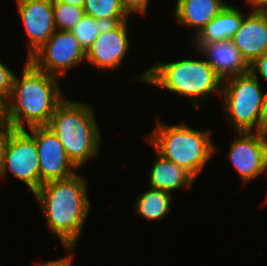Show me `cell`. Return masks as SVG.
<instances>
[{"label": "cell", "instance_id": "1", "mask_svg": "<svg viewBox=\"0 0 267 266\" xmlns=\"http://www.w3.org/2000/svg\"><path fill=\"white\" fill-rule=\"evenodd\" d=\"M85 177L79 174L42 184L34 193L50 232L75 247L91 209Z\"/></svg>", "mask_w": 267, "mask_h": 266}, {"label": "cell", "instance_id": "2", "mask_svg": "<svg viewBox=\"0 0 267 266\" xmlns=\"http://www.w3.org/2000/svg\"><path fill=\"white\" fill-rule=\"evenodd\" d=\"M58 80L26 60L21 78L16 75L13 78L6 102L7 123L13 129L47 126L54 110L66 99Z\"/></svg>", "mask_w": 267, "mask_h": 266}, {"label": "cell", "instance_id": "3", "mask_svg": "<svg viewBox=\"0 0 267 266\" xmlns=\"http://www.w3.org/2000/svg\"><path fill=\"white\" fill-rule=\"evenodd\" d=\"M92 108L81 101L65 99L54 110L47 125L78 169L100 154L102 134Z\"/></svg>", "mask_w": 267, "mask_h": 266}, {"label": "cell", "instance_id": "4", "mask_svg": "<svg viewBox=\"0 0 267 266\" xmlns=\"http://www.w3.org/2000/svg\"><path fill=\"white\" fill-rule=\"evenodd\" d=\"M155 63L140 76L137 75L136 79L187 97L195 109L202 108L200 99L216 92L221 96L223 81L206 60L183 59Z\"/></svg>", "mask_w": 267, "mask_h": 266}, {"label": "cell", "instance_id": "5", "mask_svg": "<svg viewBox=\"0 0 267 266\" xmlns=\"http://www.w3.org/2000/svg\"><path fill=\"white\" fill-rule=\"evenodd\" d=\"M211 132L191 128L184 122L167 125L158 119L151 135L145 138L155 152L196 178L219 150L211 140Z\"/></svg>", "mask_w": 267, "mask_h": 266}, {"label": "cell", "instance_id": "6", "mask_svg": "<svg viewBox=\"0 0 267 266\" xmlns=\"http://www.w3.org/2000/svg\"><path fill=\"white\" fill-rule=\"evenodd\" d=\"M222 109L235 132L260 131L265 94L251 72L223 81Z\"/></svg>", "mask_w": 267, "mask_h": 266}, {"label": "cell", "instance_id": "7", "mask_svg": "<svg viewBox=\"0 0 267 266\" xmlns=\"http://www.w3.org/2000/svg\"><path fill=\"white\" fill-rule=\"evenodd\" d=\"M27 60L36 69L60 78L86 62V52L71 31L56 30Z\"/></svg>", "mask_w": 267, "mask_h": 266}, {"label": "cell", "instance_id": "8", "mask_svg": "<svg viewBox=\"0 0 267 266\" xmlns=\"http://www.w3.org/2000/svg\"><path fill=\"white\" fill-rule=\"evenodd\" d=\"M7 170L34 194L40 187L39 155L34 138L26 129H14L9 137L0 178Z\"/></svg>", "mask_w": 267, "mask_h": 266}, {"label": "cell", "instance_id": "9", "mask_svg": "<svg viewBox=\"0 0 267 266\" xmlns=\"http://www.w3.org/2000/svg\"><path fill=\"white\" fill-rule=\"evenodd\" d=\"M27 131L35 140L39 155L40 186L76 174L77 167L68 158L58 137L47 126H35Z\"/></svg>", "mask_w": 267, "mask_h": 266}, {"label": "cell", "instance_id": "10", "mask_svg": "<svg viewBox=\"0 0 267 266\" xmlns=\"http://www.w3.org/2000/svg\"><path fill=\"white\" fill-rule=\"evenodd\" d=\"M236 138L230 144L231 163L240 175L243 183H248L265 173L267 164V135L260 131L236 132Z\"/></svg>", "mask_w": 267, "mask_h": 266}, {"label": "cell", "instance_id": "11", "mask_svg": "<svg viewBox=\"0 0 267 266\" xmlns=\"http://www.w3.org/2000/svg\"><path fill=\"white\" fill-rule=\"evenodd\" d=\"M127 21L110 24L86 51V62L100 70L119 69L129 51Z\"/></svg>", "mask_w": 267, "mask_h": 266}, {"label": "cell", "instance_id": "12", "mask_svg": "<svg viewBox=\"0 0 267 266\" xmlns=\"http://www.w3.org/2000/svg\"><path fill=\"white\" fill-rule=\"evenodd\" d=\"M28 36L27 59L56 31L53 0H16Z\"/></svg>", "mask_w": 267, "mask_h": 266}, {"label": "cell", "instance_id": "13", "mask_svg": "<svg viewBox=\"0 0 267 266\" xmlns=\"http://www.w3.org/2000/svg\"><path fill=\"white\" fill-rule=\"evenodd\" d=\"M194 48L207 58L206 62L222 81L250 72V64L231 40L194 43Z\"/></svg>", "mask_w": 267, "mask_h": 266}, {"label": "cell", "instance_id": "14", "mask_svg": "<svg viewBox=\"0 0 267 266\" xmlns=\"http://www.w3.org/2000/svg\"><path fill=\"white\" fill-rule=\"evenodd\" d=\"M246 14L231 41L251 64L256 58L267 54V21L258 10Z\"/></svg>", "mask_w": 267, "mask_h": 266}, {"label": "cell", "instance_id": "15", "mask_svg": "<svg viewBox=\"0 0 267 266\" xmlns=\"http://www.w3.org/2000/svg\"><path fill=\"white\" fill-rule=\"evenodd\" d=\"M227 5L224 0H177L174 16L179 25L195 29V37Z\"/></svg>", "mask_w": 267, "mask_h": 266}, {"label": "cell", "instance_id": "16", "mask_svg": "<svg viewBox=\"0 0 267 266\" xmlns=\"http://www.w3.org/2000/svg\"><path fill=\"white\" fill-rule=\"evenodd\" d=\"M149 188L173 194L174 190L192 187L195 178L182 167L177 166L156 152V160L151 166Z\"/></svg>", "mask_w": 267, "mask_h": 266}, {"label": "cell", "instance_id": "17", "mask_svg": "<svg viewBox=\"0 0 267 266\" xmlns=\"http://www.w3.org/2000/svg\"><path fill=\"white\" fill-rule=\"evenodd\" d=\"M244 14L229 4L215 16L195 37L194 43H211L222 40H231L239 29Z\"/></svg>", "mask_w": 267, "mask_h": 266}, {"label": "cell", "instance_id": "18", "mask_svg": "<svg viewBox=\"0 0 267 266\" xmlns=\"http://www.w3.org/2000/svg\"><path fill=\"white\" fill-rule=\"evenodd\" d=\"M173 194L165 191L149 188L148 191L139 195L136 199L134 208L136 213L148 221L162 220V217L171 211V200Z\"/></svg>", "mask_w": 267, "mask_h": 266}, {"label": "cell", "instance_id": "19", "mask_svg": "<svg viewBox=\"0 0 267 266\" xmlns=\"http://www.w3.org/2000/svg\"><path fill=\"white\" fill-rule=\"evenodd\" d=\"M85 15L96 20H105L109 24H117L128 20L120 0H85Z\"/></svg>", "mask_w": 267, "mask_h": 266}, {"label": "cell", "instance_id": "20", "mask_svg": "<svg viewBox=\"0 0 267 266\" xmlns=\"http://www.w3.org/2000/svg\"><path fill=\"white\" fill-rule=\"evenodd\" d=\"M110 24L85 15L71 30L85 52L92 46L98 35Z\"/></svg>", "mask_w": 267, "mask_h": 266}, {"label": "cell", "instance_id": "21", "mask_svg": "<svg viewBox=\"0 0 267 266\" xmlns=\"http://www.w3.org/2000/svg\"><path fill=\"white\" fill-rule=\"evenodd\" d=\"M53 14L56 30L71 31L85 16L83 7L64 3H53Z\"/></svg>", "mask_w": 267, "mask_h": 266}, {"label": "cell", "instance_id": "22", "mask_svg": "<svg viewBox=\"0 0 267 266\" xmlns=\"http://www.w3.org/2000/svg\"><path fill=\"white\" fill-rule=\"evenodd\" d=\"M14 73L0 60V98L6 103L10 97Z\"/></svg>", "mask_w": 267, "mask_h": 266}, {"label": "cell", "instance_id": "23", "mask_svg": "<svg viewBox=\"0 0 267 266\" xmlns=\"http://www.w3.org/2000/svg\"><path fill=\"white\" fill-rule=\"evenodd\" d=\"M120 3L128 15L146 14L149 0H120Z\"/></svg>", "mask_w": 267, "mask_h": 266}, {"label": "cell", "instance_id": "24", "mask_svg": "<svg viewBox=\"0 0 267 266\" xmlns=\"http://www.w3.org/2000/svg\"><path fill=\"white\" fill-rule=\"evenodd\" d=\"M250 72L256 77L260 75L265 81H267V54L256 58L250 64Z\"/></svg>", "mask_w": 267, "mask_h": 266}, {"label": "cell", "instance_id": "25", "mask_svg": "<svg viewBox=\"0 0 267 266\" xmlns=\"http://www.w3.org/2000/svg\"><path fill=\"white\" fill-rule=\"evenodd\" d=\"M13 130L14 129L9 124L0 129V173L2 171L4 163L5 152L9 142V137Z\"/></svg>", "mask_w": 267, "mask_h": 266}, {"label": "cell", "instance_id": "26", "mask_svg": "<svg viewBox=\"0 0 267 266\" xmlns=\"http://www.w3.org/2000/svg\"><path fill=\"white\" fill-rule=\"evenodd\" d=\"M67 250V252H69V254H67L68 256L62 257V258H58V259H54V260H47L45 263L38 261L35 262V266H72L74 257L73 254H71L74 247H65Z\"/></svg>", "mask_w": 267, "mask_h": 266}, {"label": "cell", "instance_id": "27", "mask_svg": "<svg viewBox=\"0 0 267 266\" xmlns=\"http://www.w3.org/2000/svg\"><path fill=\"white\" fill-rule=\"evenodd\" d=\"M260 132L267 135V92L265 93L262 114L260 118Z\"/></svg>", "mask_w": 267, "mask_h": 266}, {"label": "cell", "instance_id": "28", "mask_svg": "<svg viewBox=\"0 0 267 266\" xmlns=\"http://www.w3.org/2000/svg\"><path fill=\"white\" fill-rule=\"evenodd\" d=\"M7 125L6 103L0 98V129Z\"/></svg>", "mask_w": 267, "mask_h": 266}, {"label": "cell", "instance_id": "29", "mask_svg": "<svg viewBox=\"0 0 267 266\" xmlns=\"http://www.w3.org/2000/svg\"><path fill=\"white\" fill-rule=\"evenodd\" d=\"M53 3H64L68 5L83 7L85 0H53Z\"/></svg>", "mask_w": 267, "mask_h": 266}, {"label": "cell", "instance_id": "30", "mask_svg": "<svg viewBox=\"0 0 267 266\" xmlns=\"http://www.w3.org/2000/svg\"><path fill=\"white\" fill-rule=\"evenodd\" d=\"M247 2L253 7V10H259L267 3V0H247Z\"/></svg>", "mask_w": 267, "mask_h": 266}, {"label": "cell", "instance_id": "31", "mask_svg": "<svg viewBox=\"0 0 267 266\" xmlns=\"http://www.w3.org/2000/svg\"><path fill=\"white\" fill-rule=\"evenodd\" d=\"M267 21V3L258 10Z\"/></svg>", "mask_w": 267, "mask_h": 266}]
</instances>
